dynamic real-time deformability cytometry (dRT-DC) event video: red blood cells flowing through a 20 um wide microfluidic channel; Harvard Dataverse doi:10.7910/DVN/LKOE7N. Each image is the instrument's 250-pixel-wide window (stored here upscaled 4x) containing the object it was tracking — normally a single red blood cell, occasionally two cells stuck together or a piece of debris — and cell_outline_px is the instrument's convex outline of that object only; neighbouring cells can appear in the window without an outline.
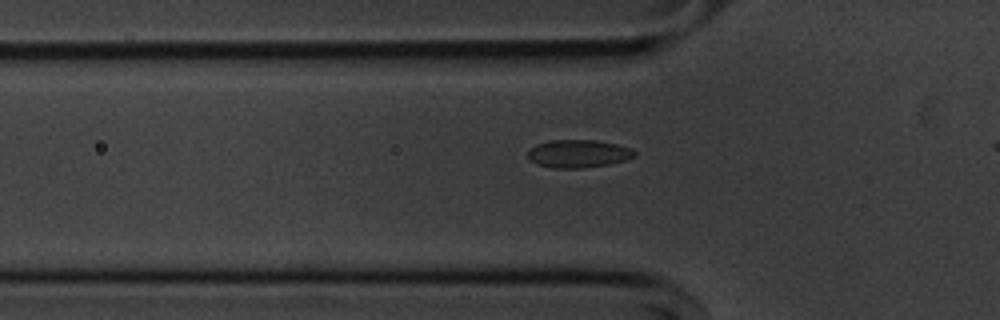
{"species": "common noctule bat (a hibernating species)", "species_latin": "Nyctalus noctula", "temperature_condition": "cold", "stored_images_in_passage": 38, "camera_frame_rate_fps": 3000, "um_per_image_px": 0.085, "animal": {"sex": "male", "body_mass_g": 20.1, "forearm_length_mm": 53.5}, "frame": {"image": 1, "passage_image": 8, "time_ms": 2.333, "image_size_px": [1000, 320], "cell_outline_px": [[636, 156], [624, 160], [608, 164], [584, 168], [552, 168], [536, 164], [528, 156], [528, 152], [536, 144], [552, 140], [596, 140], [616, 144], [632, 148], [636, 152]], "centroid_in_image_um": [49.18, 13.06], "position_along_channel_um": 76.6, "area_um2": 17.28}}
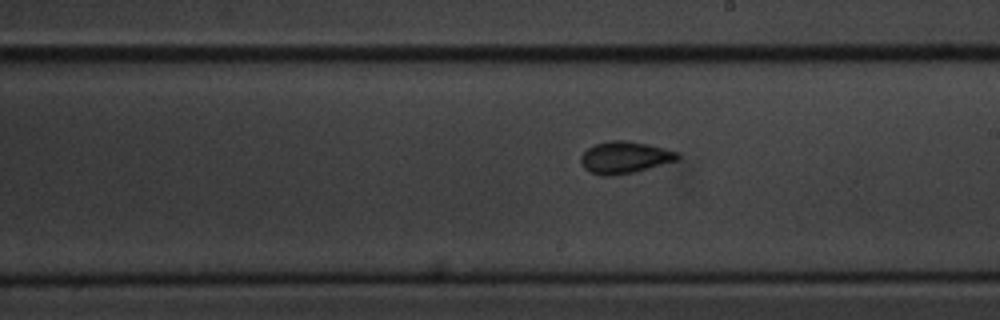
{"frame": {"image": 2, "passage_image": 21, "time_ms": 6.667, "image_size_px": [1000, 320], "cell_outline_px": [[680, 160], [636, 172], [612, 176], [604, 176], [592, 172], [584, 168], [580, 160], [580, 156], [588, 148], [596, 144], [608, 140], [624, 140], [648, 144], [680, 152]], "centroid_in_image_um": [53.15, 13.38], "position_along_channel_um": 235.8, "area_um2": 18.21}}
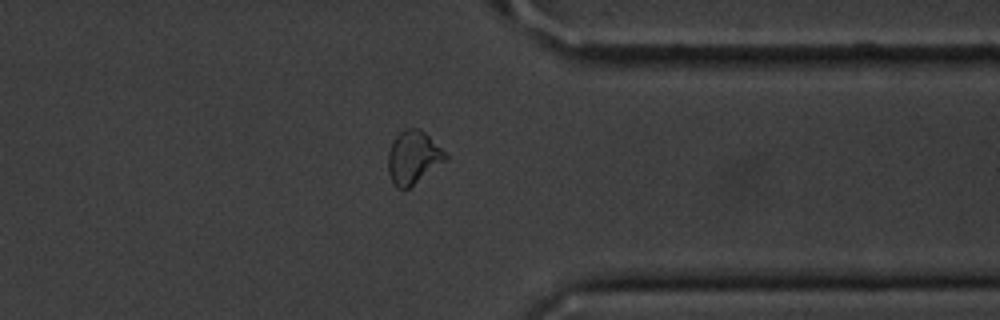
{"frame": {"image": 3, "passage_image": 33, "time_ms": 10.667, "image_size_px": [1000, 320], "cell_outline_px": [[448, 160], [408, 188], [396, 188], [392, 184], [388, 172], [388, 152], [392, 140], [404, 128], [420, 128], [448, 156]], "centroid_in_image_um": [35.1, 13.38], "position_along_channel_um": 376.3, "area_um2": 17.74}, "authors_computed_cell_mechanics": {"area_um2": 17.2822, "velocity_mm_per_s": 3.6533, "shape_relaxation_time_tau1_ms": 5.7723, "shape_relaxation_time_tau2_ms": 2.6452, "deformation_change_tau1": 0.0974, "deformation_change_tau2": 0.0482}}